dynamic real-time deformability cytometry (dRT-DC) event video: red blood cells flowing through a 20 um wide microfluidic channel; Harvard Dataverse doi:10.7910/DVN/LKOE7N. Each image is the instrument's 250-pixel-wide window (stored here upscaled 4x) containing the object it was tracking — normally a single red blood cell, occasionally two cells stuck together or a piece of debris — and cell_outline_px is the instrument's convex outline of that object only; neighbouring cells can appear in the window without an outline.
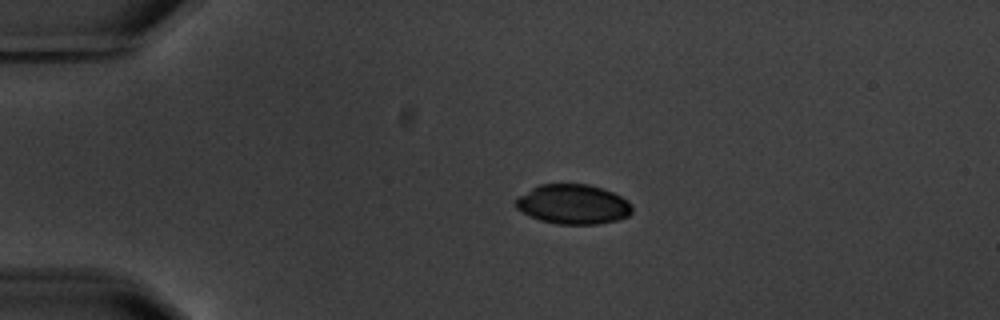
{"species": "common noctule bat (a hibernating species)", "species_latin": "Nyctalus noctula", "temperature_condition": "warm", "stored_images_in_passage": 6, "camera_frame_rate_fps": 3000, "um_per_image_px": 0.085, "animal": {"sex": "male", "body_mass_g": 20.1, "forearm_length_mm": 53.5}, "frame": {"image": 1, "passage_image": 3, "time_ms": 2.667, "image_size_px": [1000, 320], "cell_outline_px": [[632, 212], [628, 216], [616, 220], [596, 224], [556, 224], [540, 220], [516, 208], [516, 200], [520, 196], [532, 188], [540, 184], [588, 184], [604, 188], [628, 200], [632, 204]], "centroid_in_image_um": [48.75, 17.36], "position_along_channel_um": 36.2, "area_um2": 26.76}}
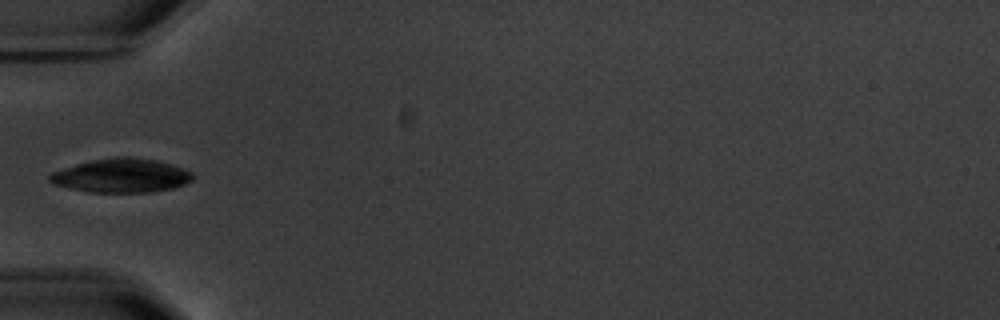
{"frame": {"image": 2, "passage_image": 5, "time_ms": 5.0, "image_size_px": [1000, 320], "cell_outline_px": [[196, 176], [192, 180], [184, 184], [172, 188], [148, 192], [88, 192], [56, 184], [48, 180], [48, 176], [52, 172], [76, 164], [92, 160], [116, 156], [132, 156], [156, 160], [172, 164], [184, 168], [192, 172]], "centroid_in_image_um": [10.36, 14.91], "position_along_channel_um": 74.6, "area_um2": 28.26}}
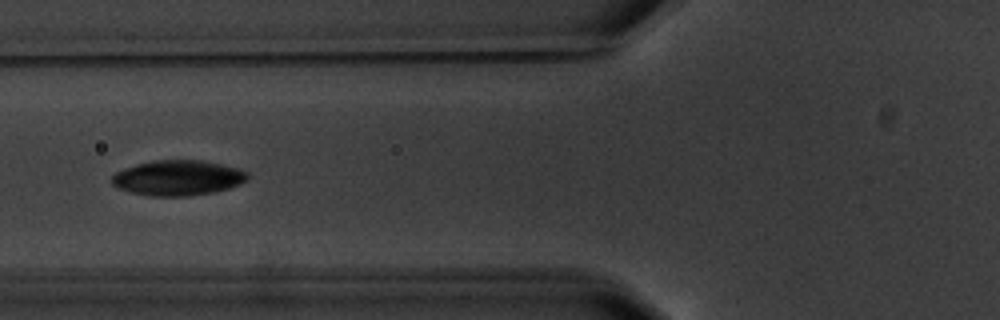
{"frame": {"image": 3, "passage_image": 6, "time_ms": 6.0, "image_size_px": [1000, 320], "cell_outline_px": [[248, 180], [240, 184], [228, 188], [212, 192], [188, 196], [148, 196], [116, 188], [112, 184], [112, 176], [116, 172], [136, 164], [156, 160], [200, 160], [240, 168], [248, 172]], "centroid_in_image_um": [15.13, 15.12], "position_along_channel_um": 110.7, "area_um2": 27.86}}